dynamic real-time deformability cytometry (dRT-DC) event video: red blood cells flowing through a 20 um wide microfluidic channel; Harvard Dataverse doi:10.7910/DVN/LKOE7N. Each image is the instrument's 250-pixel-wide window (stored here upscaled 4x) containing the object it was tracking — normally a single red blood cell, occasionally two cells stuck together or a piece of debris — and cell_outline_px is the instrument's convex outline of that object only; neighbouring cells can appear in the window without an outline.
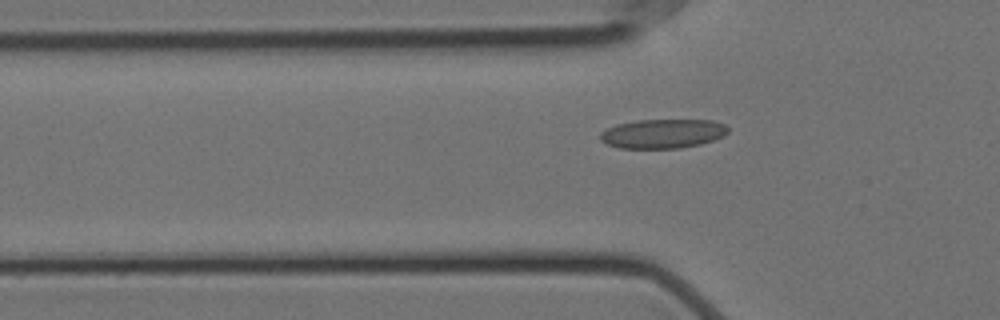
{"species": "Egyptian fruit bat (a non-hibernating species)", "species_latin": "Rousettus aegyptiacus", "temperature_condition": "cold", "stored_images_in_passage": 47, "camera_frame_rate_fps": 3000, "um_per_image_px": 0.085, "animal": {"sex": "female"}, "frame": {"image": 1, "passage_image": 18, "time_ms": 5.667, "image_size_px": [1000, 320], "cell_outline_px": [[728, 132], [724, 136], [700, 144], [680, 148], [620, 148], [608, 144], [600, 140], [600, 132], [616, 124], [636, 120], [712, 120], [724, 124], [728, 128]], "centroid_in_image_um": [56.33, 11.35], "position_along_channel_um": 69.5, "area_um2": 21.73}}
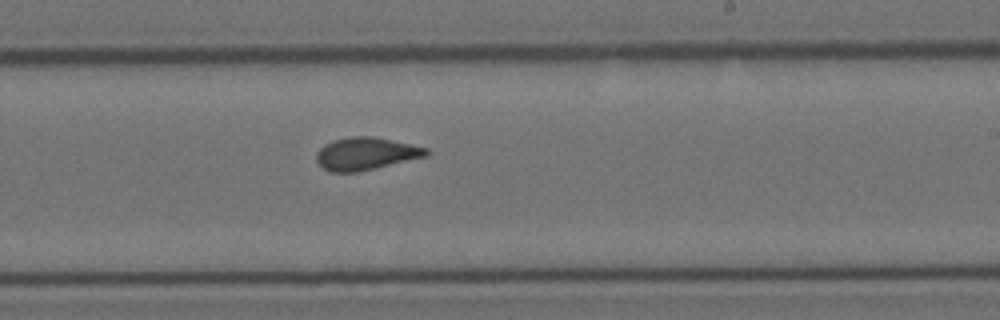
{"frame": {"image": 2, "passage_image": 34, "time_ms": 11.0, "image_size_px": [1000, 320], "cell_outline_px": [[428, 156], [376, 168], [356, 172], [332, 172], [324, 168], [316, 160], [316, 152], [324, 144], [332, 140], [352, 136], [372, 136], [392, 140], [428, 148]], "centroid_in_image_um": [31.09, 13.06], "position_along_channel_um": 257.9, "area_um2": 20.81}}
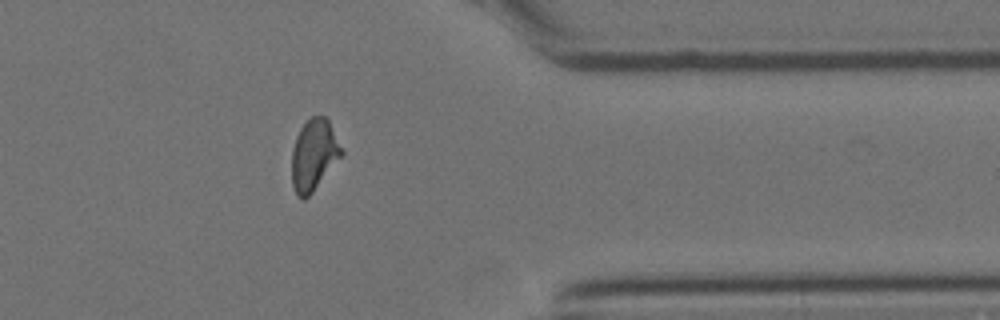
{"frame": {"image": 3, "passage_image": 46, "time_ms": 15.0, "image_size_px": [1000, 320], "cell_outline_px": [[344, 152], [312, 192], [304, 200], [296, 196], [292, 184], [292, 148], [296, 136], [300, 128], [312, 116], [324, 116], [328, 120]], "centroid_in_image_um": [26.65, 13.17], "position_along_channel_um": 384.7, "area_um2": 20.35}}